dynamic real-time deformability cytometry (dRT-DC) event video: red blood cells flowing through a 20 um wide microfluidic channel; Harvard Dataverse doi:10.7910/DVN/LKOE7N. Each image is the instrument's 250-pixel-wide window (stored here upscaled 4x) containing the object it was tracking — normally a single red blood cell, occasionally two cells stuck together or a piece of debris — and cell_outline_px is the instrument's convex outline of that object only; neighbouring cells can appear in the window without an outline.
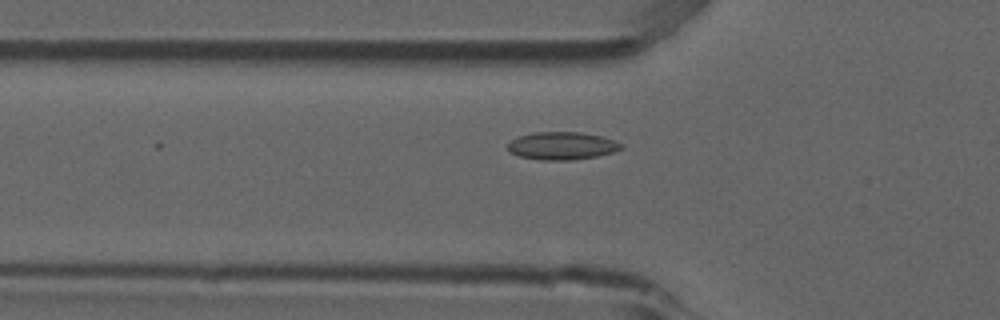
{"species": "common noctule bat (a hibernating species)", "species_latin": "Nyctalus noctula", "temperature_condition": "room temperature", "stored_images_in_passage": 5, "camera_frame_rate_fps": 3000, "um_per_image_px": 0.085, "animal": {"sex": "male", "forearm_length_mm": 52.5}, "frame": {"image": 1, "passage_image": 3, "time_ms": 0.667, "image_size_px": [1000, 320], "cell_outline_px": [[624, 148], [612, 152], [596, 156], [572, 160], [544, 160], [520, 156], [512, 152], [508, 148], [508, 144], [516, 136], [536, 132], [580, 132], [600, 136], [624, 144]], "centroid_in_image_um": [47.78, 12.39], "position_along_channel_um": 78.0, "area_um2": 18.15}}
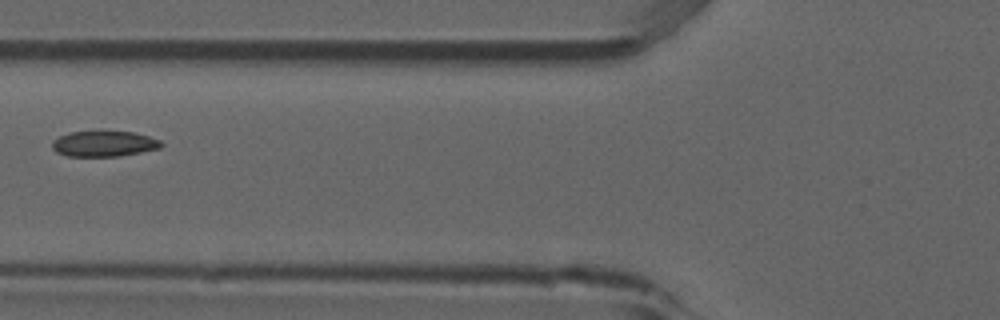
{"frame": {"image": 2, "passage_image": 4, "time_ms": 1.0, "image_size_px": [1000, 320], "cell_outline_px": [[164, 144], [160, 148], [120, 156], [68, 156], [56, 152], [52, 148], [52, 140], [68, 132], [132, 132], [148, 136], [160, 140]], "centroid_in_image_um": [8.83, 12.23], "position_along_channel_um": 117.0, "area_um2": 16.13}}
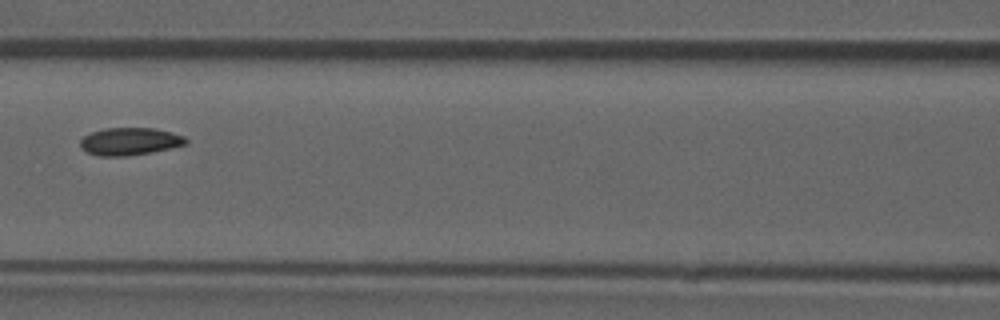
{"frame": {"image": 3, "passage_image": 5, "time_ms": 1.333, "image_size_px": [1000, 320], "cell_outline_px": [[188, 144], [152, 152], [128, 156], [100, 156], [88, 152], [80, 148], [80, 140], [84, 136], [92, 132], [104, 128], [152, 128], [172, 132], [184, 136], [188, 140]], "centroid_in_image_um": [11.04, 12.02], "position_along_channel_um": 155.6, "area_um2": 16.99}}